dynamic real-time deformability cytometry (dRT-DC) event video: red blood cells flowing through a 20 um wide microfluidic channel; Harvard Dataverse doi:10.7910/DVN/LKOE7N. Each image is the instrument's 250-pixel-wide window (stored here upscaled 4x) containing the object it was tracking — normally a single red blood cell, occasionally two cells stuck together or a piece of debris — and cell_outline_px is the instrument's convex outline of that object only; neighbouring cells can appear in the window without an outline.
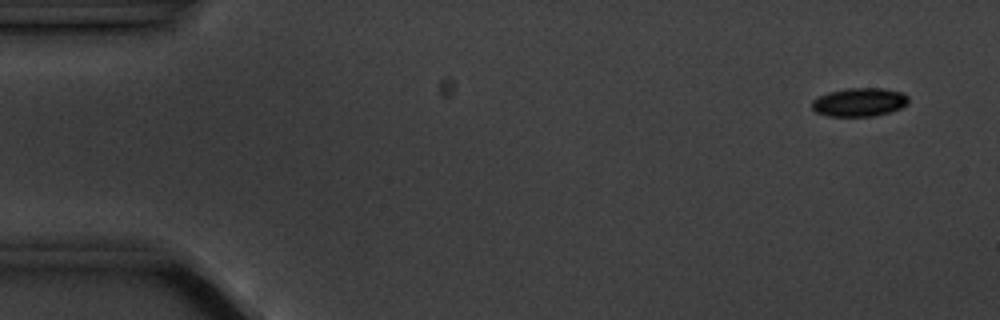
{"species": "common noctule bat (a hibernating species)", "species_latin": "Nyctalus noctula", "temperature_condition": "cold", "stored_images_in_passage": 4, "camera_frame_rate_fps": 3000, "um_per_image_px": 0.085, "animal": {"sex": "male", "body_mass_g": 20.1, "forearm_length_mm": 53.5}, "frame": {"image": 1, "passage_image": 1, "time_ms": 0.0, "image_size_px": [1000, 320], "cell_outline_px": [[908, 104], [900, 108], [888, 112], [872, 116], [828, 116], [816, 112], [812, 108], [812, 100], [816, 96], [828, 92], [848, 88], [880, 88], [900, 92], [908, 96]], "centroid_in_image_um": [73.0, 8.68], "position_along_channel_um": 12.0, "area_um2": 16.01}}